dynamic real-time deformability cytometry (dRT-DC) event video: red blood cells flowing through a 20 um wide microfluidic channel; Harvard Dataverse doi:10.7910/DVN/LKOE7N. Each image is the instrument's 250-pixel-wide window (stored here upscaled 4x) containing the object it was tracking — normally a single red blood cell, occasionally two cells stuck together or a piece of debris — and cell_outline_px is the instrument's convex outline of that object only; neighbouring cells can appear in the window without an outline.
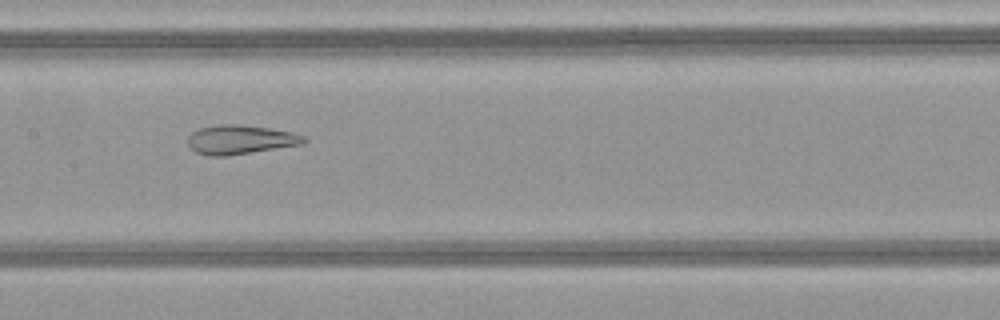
{"species": "common noctule bat (a hibernating species)", "species_latin": "Nyctalus noctula", "temperature_condition": "warm", "stored_images_in_passage": 50, "camera_frame_rate_fps": 3000, "um_per_image_px": 0.085, "animal": {"sex": "female", "body_mass_g": 21.9}, "frame": {"image": 1, "passage_image": 25, "time_ms": 8.0, "image_size_px": [1000, 320], "cell_outline_px": [[308, 140], [304, 144], [224, 156], [212, 156], [196, 152], [188, 144], [188, 136], [192, 132], [200, 128], [220, 124], [240, 124], [268, 128], [292, 132], [304, 136]], "centroid_in_image_um": [20.44, 11.86], "position_along_channel_um": 187.0, "area_um2": 19.54}}
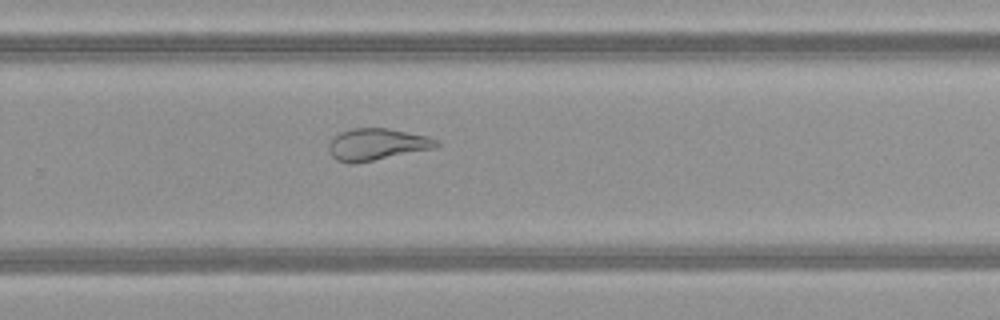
{"frame": {"image": 2, "passage_image": 33, "time_ms": 10.667, "image_size_px": [1000, 320], "cell_outline_px": [[440, 144], [436, 148], [372, 160], [336, 160], [332, 156], [328, 148], [328, 144], [340, 132], [352, 128], [388, 128], [424, 136], [440, 140]], "centroid_in_image_um": [32.08, 12.23], "position_along_channel_um": 297.7, "area_um2": 19.19}}
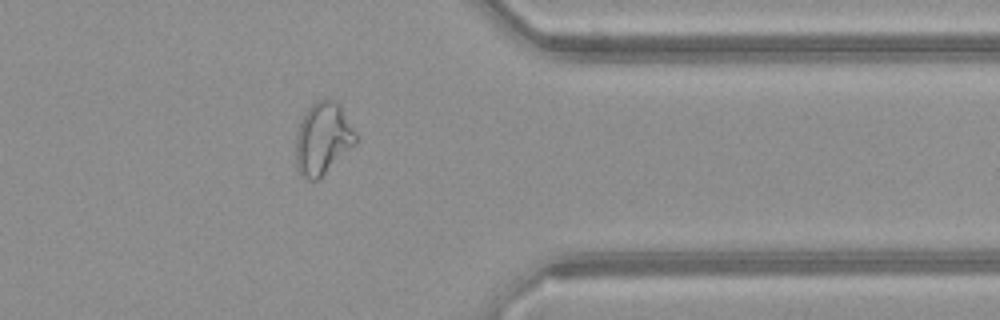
{"frame": {"image": 3, "passage_image": 40, "time_ms": 13.0, "image_size_px": [1000, 320], "cell_outline_px": [[356, 140], [320, 180], [308, 180], [296, 168], [296, 132], [300, 120], [304, 112], [316, 100], [336, 100], [340, 104], [356, 132]], "centroid_in_image_um": [27.41, 11.76], "position_along_channel_um": 384.0, "area_um2": 25.09}, "authors_computed_cell_mechanics": {"area_um2": 26.4146, "velocity_mm_per_s": 4.1787, "shape_relaxation_time_tau1_ms": null, "shape_relaxation_time_tau2_ms": 1.5994, "deformation_change_tau1": null, "deformation_change_tau2": 0.1083}}